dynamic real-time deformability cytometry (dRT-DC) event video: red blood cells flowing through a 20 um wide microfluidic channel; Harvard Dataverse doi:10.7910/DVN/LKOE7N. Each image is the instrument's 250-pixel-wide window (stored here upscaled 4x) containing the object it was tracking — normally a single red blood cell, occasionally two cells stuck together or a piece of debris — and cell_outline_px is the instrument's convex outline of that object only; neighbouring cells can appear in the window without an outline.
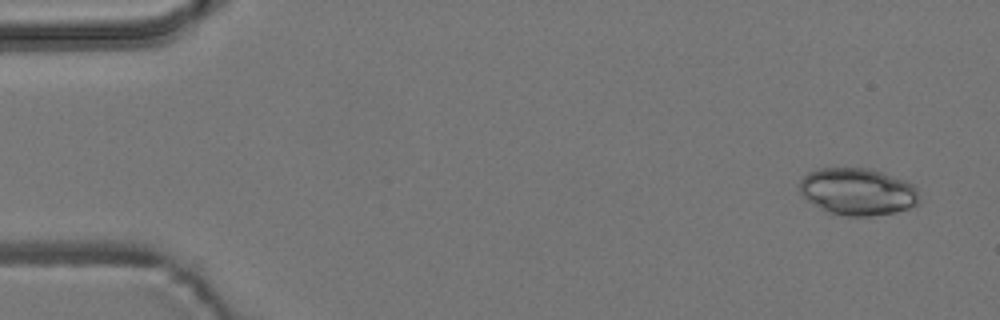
{"species": "common noctule bat (a hibernating species)", "species_latin": "Nyctalus noctula", "temperature_condition": "room temperature", "stored_images_in_passage": 5, "camera_frame_rate_fps": 3000, "um_per_image_px": 0.085, "animal": {"sex": "male", "body_mass_g": 19.2, "forearm_length_mm": 51.8}, "frame": {"image": 1, "passage_image": 1, "time_ms": 0.0, "image_size_px": [1000, 320], "cell_outline_px": [[920, 204], [896, 212], [872, 216], [848, 216], [828, 212], [808, 200], [800, 192], [800, 180], [808, 172], [816, 168], [868, 168], [884, 172], [904, 180], [912, 184], [916, 188], [920, 200]], "centroid_in_image_um": [72.93, 16.28], "position_along_channel_um": 12.1, "area_um2": 32.95}}